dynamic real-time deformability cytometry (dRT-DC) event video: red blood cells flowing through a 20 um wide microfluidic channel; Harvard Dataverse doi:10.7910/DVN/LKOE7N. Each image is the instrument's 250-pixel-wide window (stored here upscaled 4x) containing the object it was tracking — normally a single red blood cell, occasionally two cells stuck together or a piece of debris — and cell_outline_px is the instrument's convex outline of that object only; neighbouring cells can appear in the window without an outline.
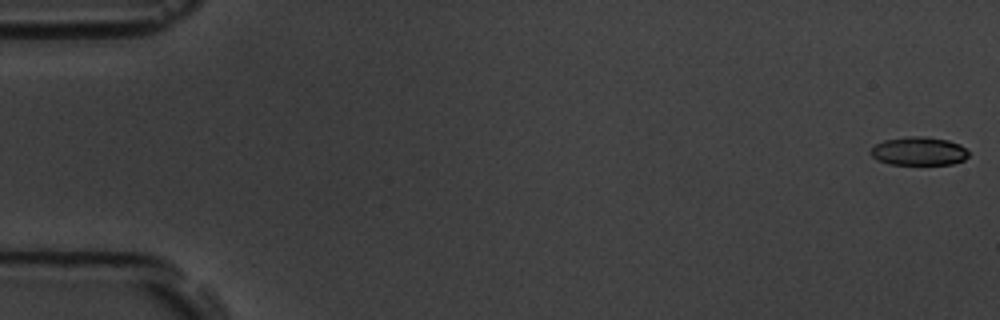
{"species": "common noctule bat (a hibernating species)", "species_latin": "Nyctalus noctula", "temperature_condition": "room temperature", "stored_images_in_passage": 6, "camera_frame_rate_fps": 3000, "um_per_image_px": 0.085, "animal": {"sex": "male", "body_mass_g": 19.5, "forearm_length_mm": 54.6}, "frame": {"image": 1, "passage_image": 1, "time_ms": 0.0, "image_size_px": [1000, 320], "cell_outline_px": [[968, 156], [964, 160], [952, 164], [888, 164], [876, 160], [872, 156], [872, 148], [876, 144], [884, 140], [908, 136], [924, 136], [948, 140], [960, 144], [968, 152]], "centroid_in_image_um": [78.1, 12.84], "position_along_channel_um": 6.9, "area_um2": 16.18}}
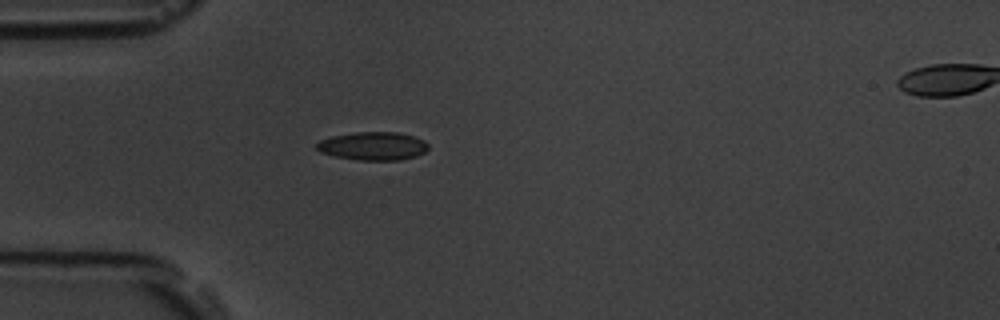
{"frame": {"image": 2, "passage_image": 5, "time_ms": 5.333, "image_size_px": [1000, 320], "cell_outline_px": [[428, 148], [424, 152], [416, 156], [400, 160], [360, 160], [336, 156], [320, 152], [316, 148], [316, 144], [320, 140], [332, 136], [352, 132], [396, 132], [412, 136], [424, 140], [428, 144]], "centroid_in_image_um": [31.7, 12.41], "position_along_channel_um": 53.3, "area_um2": 18.32}}